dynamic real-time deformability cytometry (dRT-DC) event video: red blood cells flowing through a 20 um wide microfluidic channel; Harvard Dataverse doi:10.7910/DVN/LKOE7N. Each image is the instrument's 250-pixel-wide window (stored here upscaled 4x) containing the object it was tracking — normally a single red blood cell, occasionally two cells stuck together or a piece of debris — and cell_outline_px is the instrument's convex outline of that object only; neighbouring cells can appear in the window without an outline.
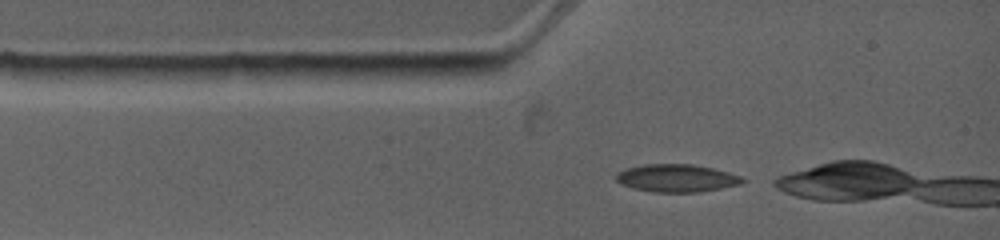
{"species": "common noctule bat (a hibernating species)", "species_latin": "Nyctalus noctula", "temperature_condition": "warm", "stored_images_in_passage": 3, "camera_frame_rate_fps": 4500, "um_per_image_px": 0.085, "animal": {"sex": "female", "body_mass_g": 19.0, "forearm_length_mm": 53.3}, "frame": {"image": 1, "passage_image": 1, "time_ms": 0.0, "image_size_px": [1000, 240], "cell_outline_px": [[748, 180], [740, 184], [700, 192], [652, 192], [632, 188], [616, 180], [616, 172], [624, 168], [644, 164], [692, 164], [712, 168], [728, 172], [740, 176]], "centroid_in_image_um": [57.5, 15.13], "position_along_channel_um": 27.5, "area_um2": 20.46}}